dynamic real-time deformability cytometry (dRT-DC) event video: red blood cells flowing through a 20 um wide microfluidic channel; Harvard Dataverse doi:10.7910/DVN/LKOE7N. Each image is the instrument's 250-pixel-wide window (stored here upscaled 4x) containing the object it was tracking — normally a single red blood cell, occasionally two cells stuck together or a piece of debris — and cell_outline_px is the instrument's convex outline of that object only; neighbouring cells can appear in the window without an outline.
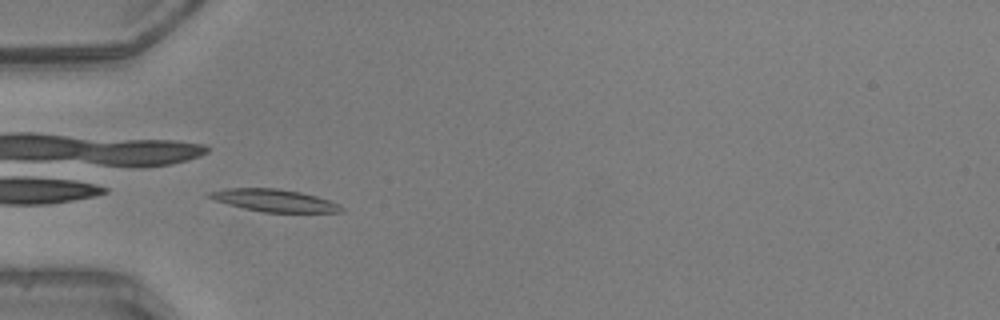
{"species": "common noctule bat (a hibernating species)", "species_latin": "Nyctalus noctula", "temperature_condition": "warm", "stored_images_in_passage": 35, "camera_frame_rate_fps": 3000, "um_per_image_px": 0.085, "animal": {"sex": "male", "body_mass_g": 20.5, "forearm_length_mm": 52.5}, "frame": {"image": 1, "passage_image": 1, "time_ms": 0.0, "image_size_px": [1000, 320], "cell_outline_px": [[344, 212], [264, 212], [244, 208], [228, 204], [204, 196], [208, 192], [224, 188], [276, 188], [300, 192], [316, 196], [328, 200], [344, 208]], "centroid_in_image_um": [23.26, 17.03], "position_along_channel_um": 61.7, "area_um2": 17.05}}
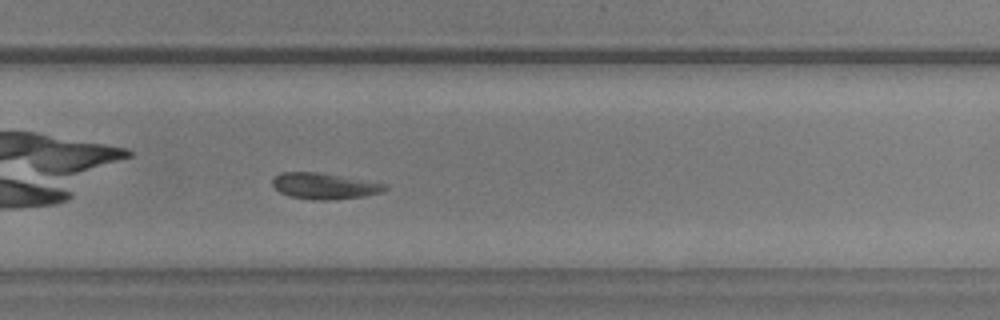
{"frame": {"image": 2, "passage_image": 19, "time_ms": 6.0, "image_size_px": [1000, 320], "cell_outline_px": [[388, 188], [380, 192], [364, 196], [332, 200], [312, 200], [288, 196], [280, 192], [272, 184], [272, 180], [280, 172], [316, 172], [388, 184]], "centroid_in_image_um": [27.55, 15.82], "position_along_channel_um": 302.2, "area_um2": 16.99}}
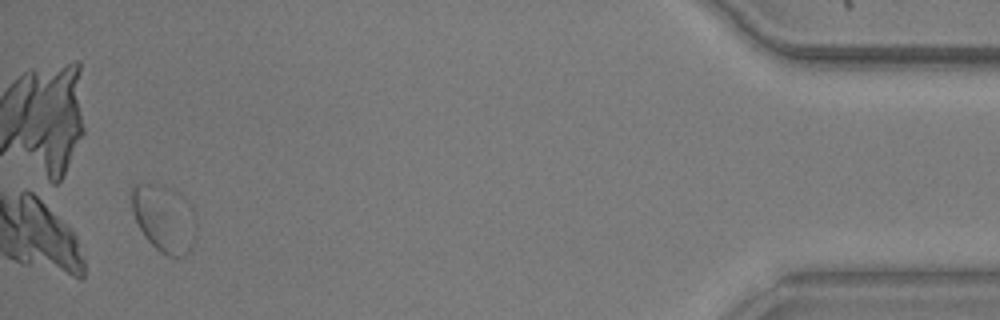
{"frame": {"image": 3, "passage_image": 33, "time_ms": 10.667, "image_size_px": [1000, 320], "cell_outline_px": [[196, 236], [192, 248], [184, 256], [168, 256], [160, 252], [144, 236], [132, 212], [132, 188], [136, 184], [156, 184], [168, 188], [184, 196], [192, 208], [196, 216]], "centroid_in_image_um": [13.99, 18.59], "position_along_channel_um": 421.2, "area_um2": 25.37}, "authors_computed_cell_mechanics": {"area_um2": 17.051, "velocity_mm_per_s": 4.0812, "shape_relaxation_time_tau1_ms": 3.1917, "shape_relaxation_time_tau2_ms": 5.0385, "deformation_change_tau1": 0.1266, "deformation_change_tau2": 0.1274}}